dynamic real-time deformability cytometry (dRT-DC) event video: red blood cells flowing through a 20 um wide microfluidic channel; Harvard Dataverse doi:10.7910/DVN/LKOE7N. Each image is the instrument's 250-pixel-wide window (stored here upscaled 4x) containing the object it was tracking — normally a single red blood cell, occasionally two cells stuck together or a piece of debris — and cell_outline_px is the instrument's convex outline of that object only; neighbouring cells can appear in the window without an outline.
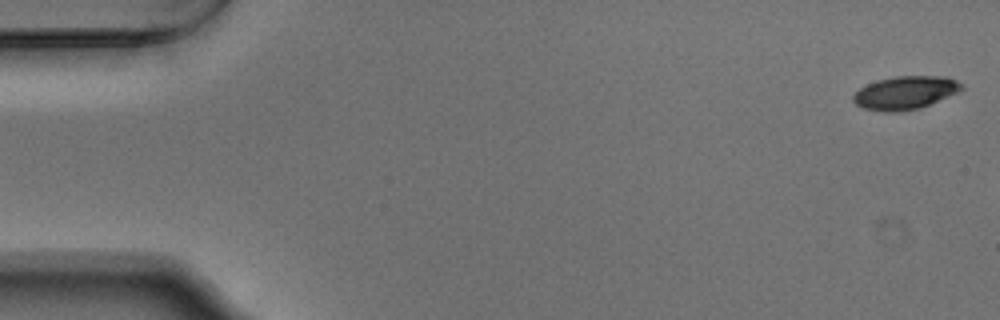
{"species": "Egyptian fruit bat (a non-hibernating species)", "species_latin": "Rousettus aegyptiacus", "temperature_condition": "warm", "stored_images_in_passage": 5, "camera_frame_rate_fps": 3000, "um_per_image_px": 0.085, "animal": {"sex": "male"}, "frame": {"image": 1, "passage_image": 1, "time_ms": 0.0, "image_size_px": [1000, 320], "cell_outline_px": [[964, 88], [956, 92], [920, 108], [900, 112], [884, 112], [864, 108], [856, 104], [852, 100], [852, 96], [860, 88], [876, 80], [896, 76], [948, 76], [956, 80]], "centroid_in_image_um": [76.91, 7.88], "position_along_channel_um": 8.1, "area_um2": 20.81}}